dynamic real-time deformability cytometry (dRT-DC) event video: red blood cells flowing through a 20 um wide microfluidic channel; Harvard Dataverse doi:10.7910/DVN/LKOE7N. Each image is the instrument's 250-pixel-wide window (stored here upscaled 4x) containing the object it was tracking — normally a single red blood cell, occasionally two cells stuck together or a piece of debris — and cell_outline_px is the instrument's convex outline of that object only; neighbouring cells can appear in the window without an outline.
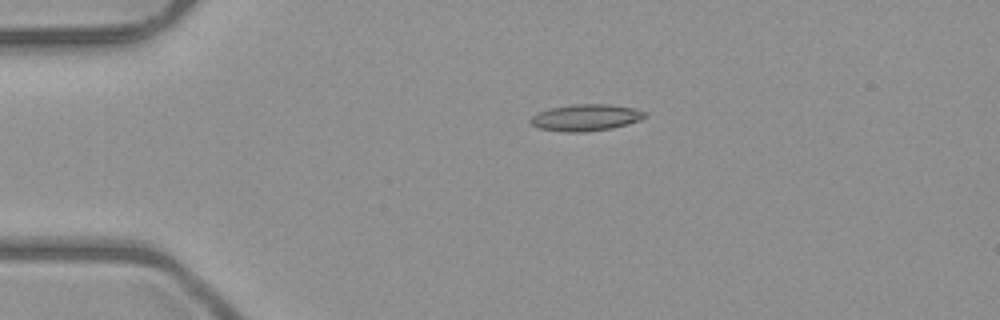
{"species": "common noctule bat (a hibernating species)", "species_latin": "Nyctalus noctula", "temperature_condition": "room temperature", "stored_images_in_passage": 3, "camera_frame_rate_fps": 3000, "um_per_image_px": 0.085, "animal": {"sex": "male", "body_mass_g": 23.1, "forearm_length_mm": 52.7}, "frame": {"image": 1, "passage_image": 2, "time_ms": 1.333, "image_size_px": [1000, 320], "cell_outline_px": [[648, 116], [640, 120], [612, 128], [584, 132], [572, 132], [540, 128], [532, 124], [528, 120], [536, 112], [552, 108], [572, 104], [608, 104], [632, 108], [644, 112]], "centroid_in_image_um": [49.78, 9.98], "position_along_channel_um": 35.2, "area_um2": 17.51}}